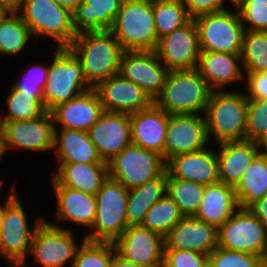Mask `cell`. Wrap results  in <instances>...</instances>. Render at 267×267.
<instances>
[{"mask_svg": "<svg viewBox=\"0 0 267 267\" xmlns=\"http://www.w3.org/2000/svg\"><path fill=\"white\" fill-rule=\"evenodd\" d=\"M69 48L81 60L91 88L118 74L124 51L110 30L79 33Z\"/></svg>", "mask_w": 267, "mask_h": 267, "instance_id": "6da1fadb", "label": "cell"}, {"mask_svg": "<svg viewBox=\"0 0 267 267\" xmlns=\"http://www.w3.org/2000/svg\"><path fill=\"white\" fill-rule=\"evenodd\" d=\"M212 91L197 69L172 70L153 102L169 115L197 114L206 111Z\"/></svg>", "mask_w": 267, "mask_h": 267, "instance_id": "7a4b0ae2", "label": "cell"}, {"mask_svg": "<svg viewBox=\"0 0 267 267\" xmlns=\"http://www.w3.org/2000/svg\"><path fill=\"white\" fill-rule=\"evenodd\" d=\"M110 31L123 51H155L159 39L152 0H123Z\"/></svg>", "mask_w": 267, "mask_h": 267, "instance_id": "3957f363", "label": "cell"}, {"mask_svg": "<svg viewBox=\"0 0 267 267\" xmlns=\"http://www.w3.org/2000/svg\"><path fill=\"white\" fill-rule=\"evenodd\" d=\"M248 98L245 94L213 90L205 111L207 136L219 144L246 140Z\"/></svg>", "mask_w": 267, "mask_h": 267, "instance_id": "277c9868", "label": "cell"}, {"mask_svg": "<svg viewBox=\"0 0 267 267\" xmlns=\"http://www.w3.org/2000/svg\"><path fill=\"white\" fill-rule=\"evenodd\" d=\"M43 89V105L51 111L58 104L83 94L88 85L81 60L69 47H57Z\"/></svg>", "mask_w": 267, "mask_h": 267, "instance_id": "5b68a950", "label": "cell"}, {"mask_svg": "<svg viewBox=\"0 0 267 267\" xmlns=\"http://www.w3.org/2000/svg\"><path fill=\"white\" fill-rule=\"evenodd\" d=\"M96 197V217L94 230L85 236L92 242L114 243L128 227L126 205L128 189L119 181L108 177Z\"/></svg>", "mask_w": 267, "mask_h": 267, "instance_id": "8992f818", "label": "cell"}, {"mask_svg": "<svg viewBox=\"0 0 267 267\" xmlns=\"http://www.w3.org/2000/svg\"><path fill=\"white\" fill-rule=\"evenodd\" d=\"M21 7L19 15L35 37L48 35L57 41L58 48L74 42L73 15L54 0H22Z\"/></svg>", "mask_w": 267, "mask_h": 267, "instance_id": "52a82bcc", "label": "cell"}, {"mask_svg": "<svg viewBox=\"0 0 267 267\" xmlns=\"http://www.w3.org/2000/svg\"><path fill=\"white\" fill-rule=\"evenodd\" d=\"M200 51L241 54L245 28L240 14L223 10L194 18Z\"/></svg>", "mask_w": 267, "mask_h": 267, "instance_id": "ba28073f", "label": "cell"}, {"mask_svg": "<svg viewBox=\"0 0 267 267\" xmlns=\"http://www.w3.org/2000/svg\"><path fill=\"white\" fill-rule=\"evenodd\" d=\"M166 171L163 156L131 144L108 161L109 177L128 190L150 181Z\"/></svg>", "mask_w": 267, "mask_h": 267, "instance_id": "9c48e42d", "label": "cell"}, {"mask_svg": "<svg viewBox=\"0 0 267 267\" xmlns=\"http://www.w3.org/2000/svg\"><path fill=\"white\" fill-rule=\"evenodd\" d=\"M237 211L218 229V246L259 255L267 261V227L247 208Z\"/></svg>", "mask_w": 267, "mask_h": 267, "instance_id": "30bf717a", "label": "cell"}, {"mask_svg": "<svg viewBox=\"0 0 267 267\" xmlns=\"http://www.w3.org/2000/svg\"><path fill=\"white\" fill-rule=\"evenodd\" d=\"M71 230L43 219L32 238L30 254L43 267H63L70 259L71 267L78 249Z\"/></svg>", "mask_w": 267, "mask_h": 267, "instance_id": "8fae6325", "label": "cell"}, {"mask_svg": "<svg viewBox=\"0 0 267 267\" xmlns=\"http://www.w3.org/2000/svg\"><path fill=\"white\" fill-rule=\"evenodd\" d=\"M155 52L169 71L196 69L201 51L195 20L160 38Z\"/></svg>", "mask_w": 267, "mask_h": 267, "instance_id": "7c38bea8", "label": "cell"}, {"mask_svg": "<svg viewBox=\"0 0 267 267\" xmlns=\"http://www.w3.org/2000/svg\"><path fill=\"white\" fill-rule=\"evenodd\" d=\"M160 62L155 51H124L118 74L138 85L154 101L169 72Z\"/></svg>", "mask_w": 267, "mask_h": 267, "instance_id": "4fadbf2b", "label": "cell"}, {"mask_svg": "<svg viewBox=\"0 0 267 267\" xmlns=\"http://www.w3.org/2000/svg\"><path fill=\"white\" fill-rule=\"evenodd\" d=\"M0 125L5 149L10 147L36 151L54 149L56 125L50 111L32 120L0 121Z\"/></svg>", "mask_w": 267, "mask_h": 267, "instance_id": "5bb4252c", "label": "cell"}, {"mask_svg": "<svg viewBox=\"0 0 267 267\" xmlns=\"http://www.w3.org/2000/svg\"><path fill=\"white\" fill-rule=\"evenodd\" d=\"M208 142L205 116L196 114H168L164 160L206 148Z\"/></svg>", "mask_w": 267, "mask_h": 267, "instance_id": "9a60e30c", "label": "cell"}, {"mask_svg": "<svg viewBox=\"0 0 267 267\" xmlns=\"http://www.w3.org/2000/svg\"><path fill=\"white\" fill-rule=\"evenodd\" d=\"M164 237L141 225L128 226L114 242L125 260L144 267H163Z\"/></svg>", "mask_w": 267, "mask_h": 267, "instance_id": "2e32d148", "label": "cell"}, {"mask_svg": "<svg viewBox=\"0 0 267 267\" xmlns=\"http://www.w3.org/2000/svg\"><path fill=\"white\" fill-rule=\"evenodd\" d=\"M18 197L8 206L0 228V255L8 262H23L31 250L32 238L36 228L43 221L36 220V226L30 230L26 214Z\"/></svg>", "mask_w": 267, "mask_h": 267, "instance_id": "e0dca14e", "label": "cell"}, {"mask_svg": "<svg viewBox=\"0 0 267 267\" xmlns=\"http://www.w3.org/2000/svg\"><path fill=\"white\" fill-rule=\"evenodd\" d=\"M97 92L104 112L133 114L149 107L153 100L138 85L120 74L99 83Z\"/></svg>", "mask_w": 267, "mask_h": 267, "instance_id": "ac0fdd59", "label": "cell"}, {"mask_svg": "<svg viewBox=\"0 0 267 267\" xmlns=\"http://www.w3.org/2000/svg\"><path fill=\"white\" fill-rule=\"evenodd\" d=\"M103 161H110L132 144L130 115L103 112L87 131Z\"/></svg>", "mask_w": 267, "mask_h": 267, "instance_id": "d6986e66", "label": "cell"}, {"mask_svg": "<svg viewBox=\"0 0 267 267\" xmlns=\"http://www.w3.org/2000/svg\"><path fill=\"white\" fill-rule=\"evenodd\" d=\"M164 241V248L190 250L209 256L218 247V229L193 216H184Z\"/></svg>", "mask_w": 267, "mask_h": 267, "instance_id": "ffe728a7", "label": "cell"}, {"mask_svg": "<svg viewBox=\"0 0 267 267\" xmlns=\"http://www.w3.org/2000/svg\"><path fill=\"white\" fill-rule=\"evenodd\" d=\"M132 144L154 151L164 158L168 114L154 102L147 108L130 114Z\"/></svg>", "mask_w": 267, "mask_h": 267, "instance_id": "44dd1931", "label": "cell"}, {"mask_svg": "<svg viewBox=\"0 0 267 267\" xmlns=\"http://www.w3.org/2000/svg\"><path fill=\"white\" fill-rule=\"evenodd\" d=\"M166 171L177 179L204 186L219 182L217 153L207 148L170 158L166 162Z\"/></svg>", "mask_w": 267, "mask_h": 267, "instance_id": "7402d4cb", "label": "cell"}, {"mask_svg": "<svg viewBox=\"0 0 267 267\" xmlns=\"http://www.w3.org/2000/svg\"><path fill=\"white\" fill-rule=\"evenodd\" d=\"M50 112L54 123L62 124L63 129L88 131L104 111L97 92L91 88L68 102L58 104Z\"/></svg>", "mask_w": 267, "mask_h": 267, "instance_id": "603a6c76", "label": "cell"}, {"mask_svg": "<svg viewBox=\"0 0 267 267\" xmlns=\"http://www.w3.org/2000/svg\"><path fill=\"white\" fill-rule=\"evenodd\" d=\"M217 153L219 181L236 187L246 169L262 151L261 143L255 141H233L220 143ZM261 149V150H260Z\"/></svg>", "mask_w": 267, "mask_h": 267, "instance_id": "cb8c5ba5", "label": "cell"}, {"mask_svg": "<svg viewBox=\"0 0 267 267\" xmlns=\"http://www.w3.org/2000/svg\"><path fill=\"white\" fill-rule=\"evenodd\" d=\"M58 172L53 173V186H66L84 193L96 195L109 177L108 162L96 164L59 163Z\"/></svg>", "mask_w": 267, "mask_h": 267, "instance_id": "d4e9b609", "label": "cell"}, {"mask_svg": "<svg viewBox=\"0 0 267 267\" xmlns=\"http://www.w3.org/2000/svg\"><path fill=\"white\" fill-rule=\"evenodd\" d=\"M238 208L235 188L219 181L205 186L201 204L193 217L219 229Z\"/></svg>", "mask_w": 267, "mask_h": 267, "instance_id": "484cf974", "label": "cell"}, {"mask_svg": "<svg viewBox=\"0 0 267 267\" xmlns=\"http://www.w3.org/2000/svg\"><path fill=\"white\" fill-rule=\"evenodd\" d=\"M123 0H81L73 15L76 34L110 30Z\"/></svg>", "mask_w": 267, "mask_h": 267, "instance_id": "4316f807", "label": "cell"}, {"mask_svg": "<svg viewBox=\"0 0 267 267\" xmlns=\"http://www.w3.org/2000/svg\"><path fill=\"white\" fill-rule=\"evenodd\" d=\"M240 54L201 51L197 70L212 90L244 78L238 67Z\"/></svg>", "mask_w": 267, "mask_h": 267, "instance_id": "83f0119b", "label": "cell"}, {"mask_svg": "<svg viewBox=\"0 0 267 267\" xmlns=\"http://www.w3.org/2000/svg\"><path fill=\"white\" fill-rule=\"evenodd\" d=\"M54 189L58 205L57 220H69L78 225L92 228L96 217L95 195L66 186H54Z\"/></svg>", "mask_w": 267, "mask_h": 267, "instance_id": "f1b7e54d", "label": "cell"}, {"mask_svg": "<svg viewBox=\"0 0 267 267\" xmlns=\"http://www.w3.org/2000/svg\"><path fill=\"white\" fill-rule=\"evenodd\" d=\"M57 132L55 127L54 148L58 151L59 163L103 162L87 131L62 128L61 135Z\"/></svg>", "mask_w": 267, "mask_h": 267, "instance_id": "f546056e", "label": "cell"}, {"mask_svg": "<svg viewBox=\"0 0 267 267\" xmlns=\"http://www.w3.org/2000/svg\"><path fill=\"white\" fill-rule=\"evenodd\" d=\"M167 171L143 185L128 190L126 220L128 226L141 225L145 214L166 195Z\"/></svg>", "mask_w": 267, "mask_h": 267, "instance_id": "4dcf8cb0", "label": "cell"}, {"mask_svg": "<svg viewBox=\"0 0 267 267\" xmlns=\"http://www.w3.org/2000/svg\"><path fill=\"white\" fill-rule=\"evenodd\" d=\"M240 208H248L267 195V151L260 152L235 187Z\"/></svg>", "mask_w": 267, "mask_h": 267, "instance_id": "1f68e13d", "label": "cell"}, {"mask_svg": "<svg viewBox=\"0 0 267 267\" xmlns=\"http://www.w3.org/2000/svg\"><path fill=\"white\" fill-rule=\"evenodd\" d=\"M152 9L158 39L183 27L192 19L182 0H152Z\"/></svg>", "mask_w": 267, "mask_h": 267, "instance_id": "d6a6232c", "label": "cell"}, {"mask_svg": "<svg viewBox=\"0 0 267 267\" xmlns=\"http://www.w3.org/2000/svg\"><path fill=\"white\" fill-rule=\"evenodd\" d=\"M183 218L179 206L166 194L148 210L141 226L165 238Z\"/></svg>", "mask_w": 267, "mask_h": 267, "instance_id": "836d02e7", "label": "cell"}, {"mask_svg": "<svg viewBox=\"0 0 267 267\" xmlns=\"http://www.w3.org/2000/svg\"><path fill=\"white\" fill-rule=\"evenodd\" d=\"M205 186L172 177L167 172L166 194L179 206L184 216H194L201 204Z\"/></svg>", "mask_w": 267, "mask_h": 267, "instance_id": "e575fe53", "label": "cell"}, {"mask_svg": "<svg viewBox=\"0 0 267 267\" xmlns=\"http://www.w3.org/2000/svg\"><path fill=\"white\" fill-rule=\"evenodd\" d=\"M241 64L246 72H267V32L245 30Z\"/></svg>", "mask_w": 267, "mask_h": 267, "instance_id": "d590c367", "label": "cell"}, {"mask_svg": "<svg viewBox=\"0 0 267 267\" xmlns=\"http://www.w3.org/2000/svg\"><path fill=\"white\" fill-rule=\"evenodd\" d=\"M29 27L18 13H11L0 23V52L13 55L20 52L31 36Z\"/></svg>", "mask_w": 267, "mask_h": 267, "instance_id": "8d00e7d4", "label": "cell"}, {"mask_svg": "<svg viewBox=\"0 0 267 267\" xmlns=\"http://www.w3.org/2000/svg\"><path fill=\"white\" fill-rule=\"evenodd\" d=\"M10 90V95L6 98L9 113L5 117L0 115V121L32 120L47 112L43 99H36L14 86Z\"/></svg>", "mask_w": 267, "mask_h": 267, "instance_id": "74e56055", "label": "cell"}, {"mask_svg": "<svg viewBox=\"0 0 267 267\" xmlns=\"http://www.w3.org/2000/svg\"><path fill=\"white\" fill-rule=\"evenodd\" d=\"M116 251L114 243L83 240L77 249L72 267H111Z\"/></svg>", "mask_w": 267, "mask_h": 267, "instance_id": "f35d334b", "label": "cell"}, {"mask_svg": "<svg viewBox=\"0 0 267 267\" xmlns=\"http://www.w3.org/2000/svg\"><path fill=\"white\" fill-rule=\"evenodd\" d=\"M267 138V99H248L246 140L262 143Z\"/></svg>", "mask_w": 267, "mask_h": 267, "instance_id": "ab89813d", "label": "cell"}, {"mask_svg": "<svg viewBox=\"0 0 267 267\" xmlns=\"http://www.w3.org/2000/svg\"><path fill=\"white\" fill-rule=\"evenodd\" d=\"M209 262L214 267H267V261L262 256L219 246L209 254Z\"/></svg>", "mask_w": 267, "mask_h": 267, "instance_id": "60d3db41", "label": "cell"}, {"mask_svg": "<svg viewBox=\"0 0 267 267\" xmlns=\"http://www.w3.org/2000/svg\"><path fill=\"white\" fill-rule=\"evenodd\" d=\"M242 24L250 23V31L267 32V0H247L238 9Z\"/></svg>", "mask_w": 267, "mask_h": 267, "instance_id": "b9f144b4", "label": "cell"}, {"mask_svg": "<svg viewBox=\"0 0 267 267\" xmlns=\"http://www.w3.org/2000/svg\"><path fill=\"white\" fill-rule=\"evenodd\" d=\"M209 256L190 250L164 248L163 267H206Z\"/></svg>", "mask_w": 267, "mask_h": 267, "instance_id": "7bdbcfd3", "label": "cell"}, {"mask_svg": "<svg viewBox=\"0 0 267 267\" xmlns=\"http://www.w3.org/2000/svg\"><path fill=\"white\" fill-rule=\"evenodd\" d=\"M49 66H34L31 67L28 72L23 76L22 81L14 83V87L35 97L36 99H43V89L46 85V79L48 76Z\"/></svg>", "mask_w": 267, "mask_h": 267, "instance_id": "ee69618b", "label": "cell"}, {"mask_svg": "<svg viewBox=\"0 0 267 267\" xmlns=\"http://www.w3.org/2000/svg\"><path fill=\"white\" fill-rule=\"evenodd\" d=\"M189 16L195 17L226 10L223 8L224 0H182Z\"/></svg>", "mask_w": 267, "mask_h": 267, "instance_id": "f6af8a7d", "label": "cell"}, {"mask_svg": "<svg viewBox=\"0 0 267 267\" xmlns=\"http://www.w3.org/2000/svg\"><path fill=\"white\" fill-rule=\"evenodd\" d=\"M248 99H267V72H247Z\"/></svg>", "mask_w": 267, "mask_h": 267, "instance_id": "bcb514c9", "label": "cell"}, {"mask_svg": "<svg viewBox=\"0 0 267 267\" xmlns=\"http://www.w3.org/2000/svg\"><path fill=\"white\" fill-rule=\"evenodd\" d=\"M247 209L267 227V195L251 204Z\"/></svg>", "mask_w": 267, "mask_h": 267, "instance_id": "7dc6e473", "label": "cell"}, {"mask_svg": "<svg viewBox=\"0 0 267 267\" xmlns=\"http://www.w3.org/2000/svg\"><path fill=\"white\" fill-rule=\"evenodd\" d=\"M111 267H144V266L136 264L134 262L127 261L121 255L115 252V254L112 256Z\"/></svg>", "mask_w": 267, "mask_h": 267, "instance_id": "c3c4849f", "label": "cell"}, {"mask_svg": "<svg viewBox=\"0 0 267 267\" xmlns=\"http://www.w3.org/2000/svg\"><path fill=\"white\" fill-rule=\"evenodd\" d=\"M22 0H0V6L4 7L10 13H20Z\"/></svg>", "mask_w": 267, "mask_h": 267, "instance_id": "681fc988", "label": "cell"}, {"mask_svg": "<svg viewBox=\"0 0 267 267\" xmlns=\"http://www.w3.org/2000/svg\"><path fill=\"white\" fill-rule=\"evenodd\" d=\"M64 9L68 10L70 13H74L77 9V6L80 4L81 0H54Z\"/></svg>", "mask_w": 267, "mask_h": 267, "instance_id": "f907efd6", "label": "cell"}, {"mask_svg": "<svg viewBox=\"0 0 267 267\" xmlns=\"http://www.w3.org/2000/svg\"><path fill=\"white\" fill-rule=\"evenodd\" d=\"M1 188V186H0ZM10 196L8 197V199L6 200V203L4 206L0 205V228L5 216V213L7 211L8 206L17 198V194H15L14 190L12 189V191L10 190Z\"/></svg>", "mask_w": 267, "mask_h": 267, "instance_id": "816d5d0a", "label": "cell"}, {"mask_svg": "<svg viewBox=\"0 0 267 267\" xmlns=\"http://www.w3.org/2000/svg\"><path fill=\"white\" fill-rule=\"evenodd\" d=\"M5 145H4V136H3V131L0 125V158L1 156L5 153Z\"/></svg>", "mask_w": 267, "mask_h": 267, "instance_id": "f5cc1de1", "label": "cell"}, {"mask_svg": "<svg viewBox=\"0 0 267 267\" xmlns=\"http://www.w3.org/2000/svg\"><path fill=\"white\" fill-rule=\"evenodd\" d=\"M8 14L11 13L8 12L4 7L0 6V23L9 16Z\"/></svg>", "mask_w": 267, "mask_h": 267, "instance_id": "db71d44e", "label": "cell"}, {"mask_svg": "<svg viewBox=\"0 0 267 267\" xmlns=\"http://www.w3.org/2000/svg\"><path fill=\"white\" fill-rule=\"evenodd\" d=\"M247 0H231L232 4L238 9L242 6Z\"/></svg>", "mask_w": 267, "mask_h": 267, "instance_id": "11a10c76", "label": "cell"}, {"mask_svg": "<svg viewBox=\"0 0 267 267\" xmlns=\"http://www.w3.org/2000/svg\"><path fill=\"white\" fill-rule=\"evenodd\" d=\"M9 263H11L12 264V267L14 266V267H25L26 265V263H25V261H21V262H9Z\"/></svg>", "mask_w": 267, "mask_h": 267, "instance_id": "9f6ffc18", "label": "cell"}, {"mask_svg": "<svg viewBox=\"0 0 267 267\" xmlns=\"http://www.w3.org/2000/svg\"><path fill=\"white\" fill-rule=\"evenodd\" d=\"M261 146L263 147L264 151H267V138L261 143Z\"/></svg>", "mask_w": 267, "mask_h": 267, "instance_id": "6f0895ef", "label": "cell"}, {"mask_svg": "<svg viewBox=\"0 0 267 267\" xmlns=\"http://www.w3.org/2000/svg\"><path fill=\"white\" fill-rule=\"evenodd\" d=\"M206 267H214V266L209 262Z\"/></svg>", "mask_w": 267, "mask_h": 267, "instance_id": "680465c9", "label": "cell"}]
</instances>
